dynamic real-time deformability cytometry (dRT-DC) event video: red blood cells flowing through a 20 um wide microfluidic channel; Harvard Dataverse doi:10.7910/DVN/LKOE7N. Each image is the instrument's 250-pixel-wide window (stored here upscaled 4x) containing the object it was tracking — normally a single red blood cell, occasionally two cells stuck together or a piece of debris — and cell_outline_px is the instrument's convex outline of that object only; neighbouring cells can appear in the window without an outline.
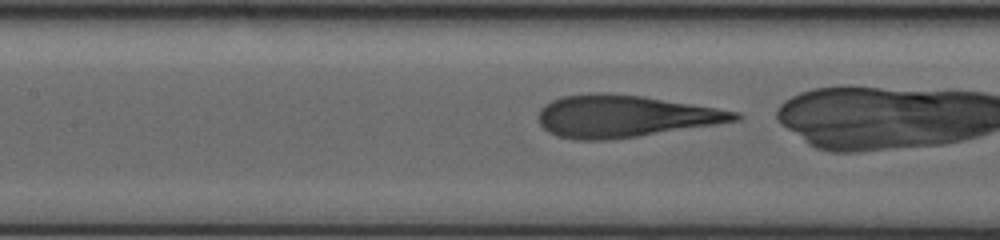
{"species": "human", "species_latin": "Homo sapiens", "temperature_condition": "warm", "stored_images_in_passage": 50, "camera_frame_rate_fps": 3000, "um_per_image_px": 0.085, "donor": {"sex": "male"}, "frame": {"image": 1, "passage_image": 17, "time_ms": 5.0, "image_size_px": [1000, 240], "cell_outline_px": [[744, 116], [740, 120], [716, 124], [636, 136], [608, 140], [576, 140], [556, 136], [548, 132], [540, 124], [536, 116], [540, 108], [544, 104], [560, 96], [596, 92], [608, 92], [644, 96], [740, 112]], "centroid_in_image_um": [53.04, 9.86], "position_along_channel_um": 154.4, "area_um2": 48.38}}
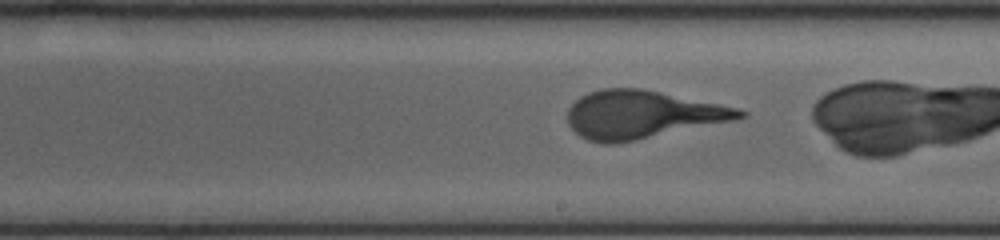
{"frame": {"image": 2, "passage_image": 32, "time_ms": 9.667, "image_size_px": [1000, 240], "cell_outline_px": [[748, 116], [736, 120], [620, 144], [604, 144], [588, 140], [580, 136], [568, 124], [568, 108], [580, 96], [588, 92], [600, 88], [640, 88], [740, 108], [748, 112]], "centroid_in_image_um": [54.59, 9.75], "position_along_channel_um": 234.4, "area_um2": 48.49}}
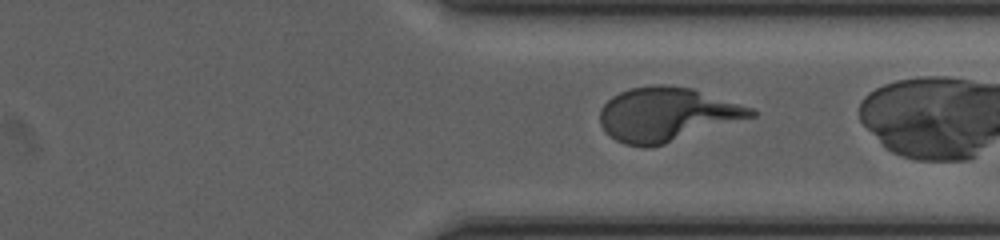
{"frame": {"image": 3, "passage_image": 47, "time_ms": 16.667, "image_size_px": [1000, 240], "cell_outline_px": [[756, 116], [664, 144], [648, 148], [644, 148], [624, 144], [616, 140], [604, 132], [600, 124], [600, 108], [612, 96], [620, 92], [632, 88], [652, 84], [664, 84], [692, 88], [752, 108], [756, 112]], "centroid_in_image_um": [56.64, 9.73], "position_along_channel_um": 354.8, "area_um2": 47.51}}